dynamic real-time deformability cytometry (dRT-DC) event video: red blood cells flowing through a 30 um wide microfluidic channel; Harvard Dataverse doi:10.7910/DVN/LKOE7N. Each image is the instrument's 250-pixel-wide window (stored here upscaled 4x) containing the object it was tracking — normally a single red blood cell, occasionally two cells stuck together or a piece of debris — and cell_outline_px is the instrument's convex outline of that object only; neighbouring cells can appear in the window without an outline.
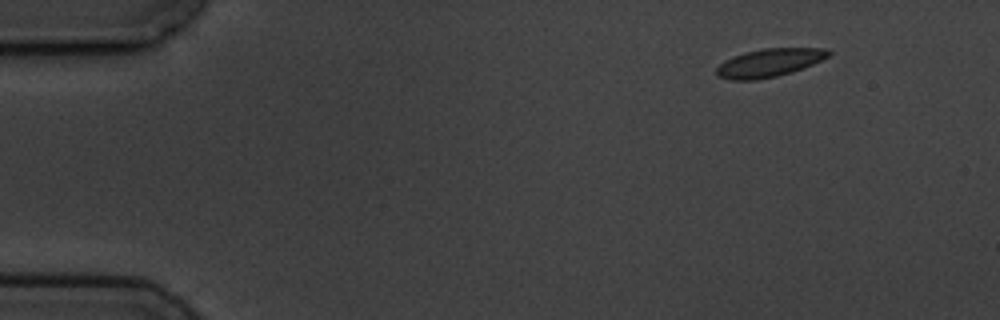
{"species": "common noctule bat (a hibernating species)", "species_latin": "Nyctalus noctula", "temperature_condition": "cold", "stored_images_in_passage": 4, "camera_frame_rate_fps": 3000, "um_per_image_px": 0.085, "animal": {"sex": "male", "body_mass_g": 19.5, "forearm_length_mm": 54.6}, "frame": {"image": 1, "passage_image": 1, "time_ms": 0.0, "image_size_px": [1000, 320], "cell_outline_px": [[832, 52], [828, 56], [804, 68], [792, 72], [776, 76], [756, 80], [732, 80], [716, 76], [716, 68], [724, 60], [732, 56], [744, 52], [764, 48], [828, 48]], "centroid_in_image_um": [65.36, 5.33], "position_along_channel_um": 19.6, "area_um2": 18.5}}
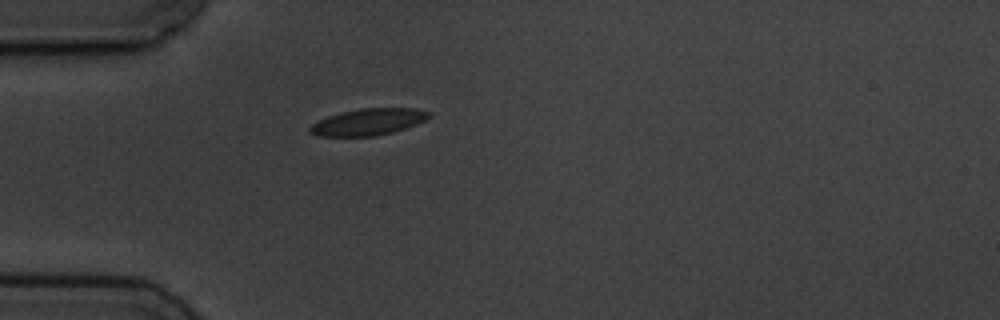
{"frame": {"image": 2, "passage_image": 4, "time_ms": 3.333, "image_size_px": [1000, 320], "cell_outline_px": [[432, 116], [416, 124], [392, 132], [376, 136], [316, 136], [308, 132], [308, 128], [312, 124], [328, 116], [340, 112], [360, 108], [412, 108], [432, 112]], "centroid_in_image_um": [31.28, 10.36], "position_along_channel_um": 53.7, "area_um2": 18.5}}